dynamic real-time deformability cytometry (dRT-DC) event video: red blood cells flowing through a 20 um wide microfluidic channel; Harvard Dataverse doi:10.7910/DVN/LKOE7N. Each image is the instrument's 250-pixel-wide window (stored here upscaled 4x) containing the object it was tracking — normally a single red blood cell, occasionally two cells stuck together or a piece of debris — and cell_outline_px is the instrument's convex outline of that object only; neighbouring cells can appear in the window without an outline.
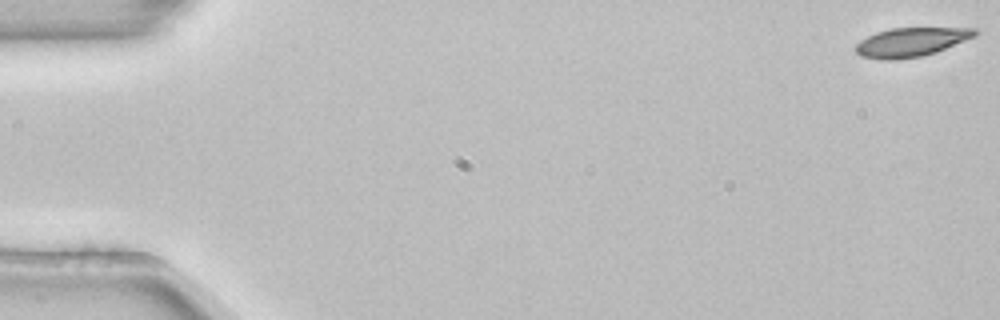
{"species": "common noctule bat (a hibernating species)", "species_latin": "Nyctalus noctula", "temperature_condition": "room temperature", "stored_images_in_passage": 54, "camera_frame_rate_fps": 3000, "um_per_image_px": 0.085, "animal": {"sex": "female", "body_mass_g": 22.7, "forearm_length_mm": 54.2}, "frame": {"image": 1, "passage_image": 1, "time_ms": 0.0, "image_size_px": [1000, 320], "cell_outline_px": [[980, 28], [976, 36], [936, 52], [920, 56], [896, 60], [880, 60], [860, 56], [856, 52], [856, 44], [860, 40], [876, 32], [892, 28]], "centroid_in_image_um": [77.44, 3.58], "position_along_channel_um": 7.6, "area_um2": 20.17}}
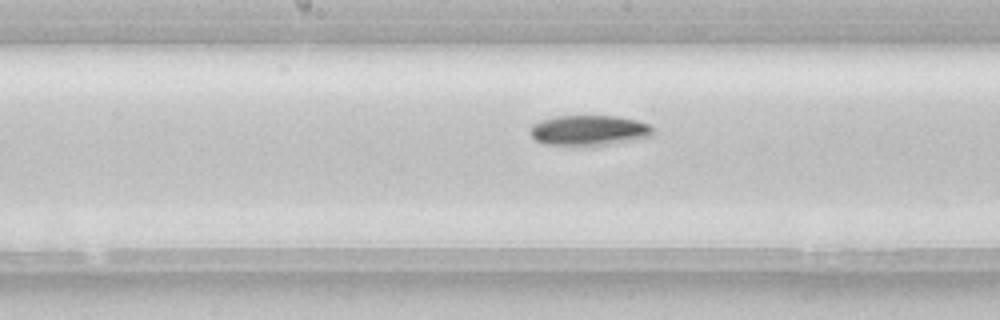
{"frame": {"image": 2, "passage_image": 28, "time_ms": 9.0, "image_size_px": [1000, 320], "cell_outline_px": [[656, 132], [652, 136], [636, 140], [592, 148], [584, 148], [544, 144], [536, 140], [528, 132], [528, 128], [532, 124], [540, 120], [556, 116], [616, 116], [636, 120], [648, 124]], "centroid_in_image_um": [50.04, 11.13], "position_along_channel_um": 198.2, "area_um2": 22.77}}
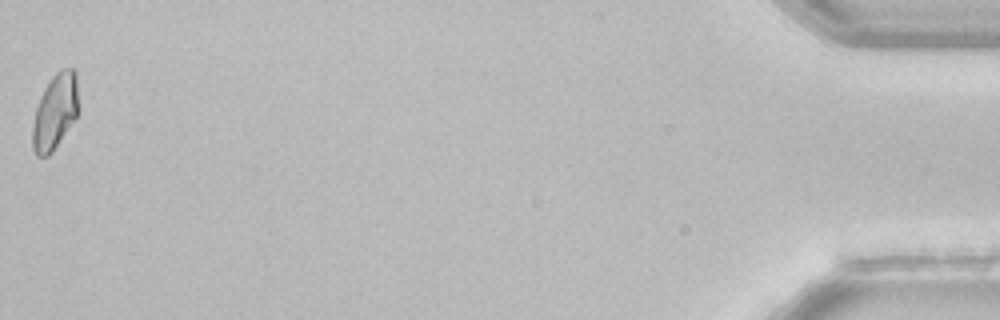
{"frame": {"image": 3, "passage_image": 54, "time_ms": 17.667, "image_size_px": [1000, 320], "cell_outline_px": [[80, 112], [52, 152], [48, 156], [36, 156], [32, 148], [32, 124], [36, 108], [40, 96], [44, 88], [52, 76], [60, 68], [76, 68]], "centroid_in_image_um": [4.71, 9.46], "position_along_channel_um": 430.5, "area_um2": 20.75}, "authors_computed_cell_mechanics": {"area_um2": 20.6924, "velocity_mm_per_s": 3.8403, "shape_relaxation_time_tau1_ms": 3.8228, "shape_relaxation_time_tau2_ms": null, "deformation_change_tau1": 0.1265, "deformation_change_tau2": null}}